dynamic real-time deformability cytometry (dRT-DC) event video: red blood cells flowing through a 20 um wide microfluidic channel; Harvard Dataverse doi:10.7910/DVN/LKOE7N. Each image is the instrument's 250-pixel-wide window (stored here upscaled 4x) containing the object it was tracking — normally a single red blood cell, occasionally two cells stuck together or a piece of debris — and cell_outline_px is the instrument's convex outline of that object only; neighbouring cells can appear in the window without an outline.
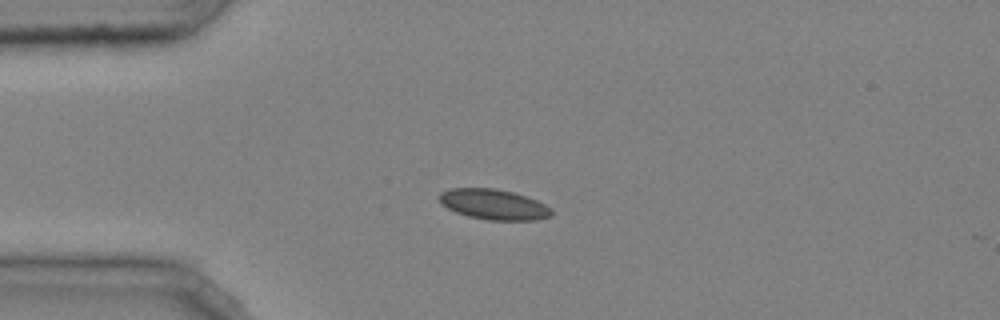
{"species": "common noctule bat (a hibernating species)", "species_latin": "Nyctalus noctula", "temperature_condition": "cold", "stored_images_in_passage": 7, "camera_frame_rate_fps": 3000, "um_per_image_px": 0.085, "animal": {"sex": "male", "body_mass_g": 20.4}, "frame": {"image": 1, "passage_image": 1, "time_ms": 0.0, "image_size_px": [1000, 320], "cell_outline_px": [[552, 216], [536, 220], [488, 220], [468, 216], [456, 212], [440, 204], [436, 196], [440, 192], [452, 188], [496, 188], [528, 196], [552, 208]], "centroid_in_image_um": [41.94, 17.37], "position_along_channel_um": 43.1, "area_um2": 20.11}}